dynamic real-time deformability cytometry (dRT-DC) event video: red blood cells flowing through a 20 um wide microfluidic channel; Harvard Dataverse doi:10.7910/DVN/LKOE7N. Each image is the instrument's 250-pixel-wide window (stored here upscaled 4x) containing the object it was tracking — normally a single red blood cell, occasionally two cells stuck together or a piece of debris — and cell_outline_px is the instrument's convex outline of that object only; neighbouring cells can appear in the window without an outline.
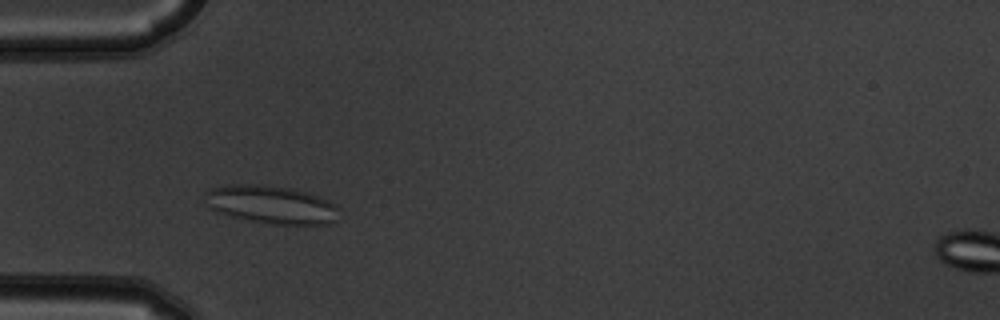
{"species": "common noctule bat (a hibernating species)", "species_latin": "Nyctalus noctula", "temperature_condition": "warm", "stored_images_in_passage": 2, "camera_frame_rate_fps": 3000, "um_per_image_px": 0.085, "animal": {"sex": "male", "body_mass_g": 19.5, "forearm_length_mm": 54.6}, "frame": {"image": 1, "passage_image": 1, "time_ms": 0.0, "image_size_px": [1000, 320], "cell_outline_px": [[336, 220], [328, 224], [276, 224], [252, 220], [232, 216], [216, 212], [208, 204], [204, 192], [208, 188], [232, 184], [260, 184], [292, 188], [328, 200], [336, 204]], "centroid_in_image_um": [23.02, 17.37], "position_along_channel_um": 62.0, "area_um2": 29.36}}
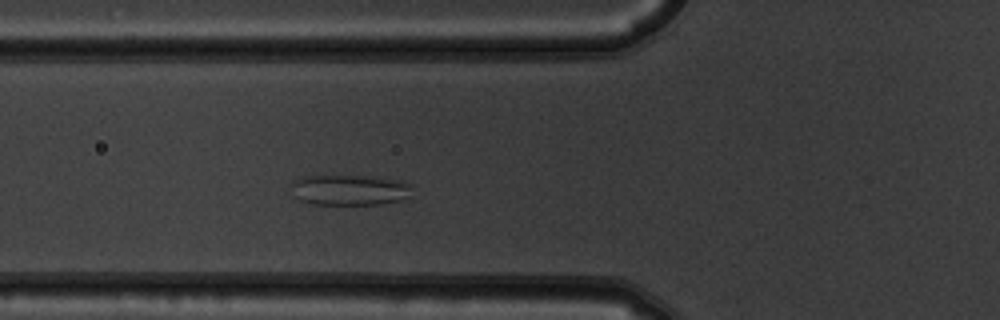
{"frame": {"image": 2, "passage_image": 2, "time_ms": 0.333, "image_size_px": [1000, 320], "cell_outline_px": [[412, 196], [404, 200], [380, 204], [312, 204], [300, 200], [296, 196], [292, 184], [292, 180], [308, 176], [368, 176], [400, 180], [412, 184]], "centroid_in_image_um": [29.82, 16.15], "position_along_channel_um": 96.0, "area_um2": 21.62}}